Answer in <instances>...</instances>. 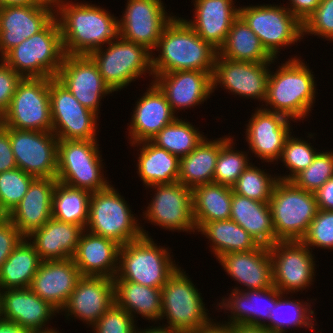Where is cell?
<instances>
[{
  "instance_id": "cell-33",
  "label": "cell",
  "mask_w": 333,
  "mask_h": 333,
  "mask_svg": "<svg viewBox=\"0 0 333 333\" xmlns=\"http://www.w3.org/2000/svg\"><path fill=\"white\" fill-rule=\"evenodd\" d=\"M230 219L244 228L262 246L271 247L276 238L268 202H260L232 193Z\"/></svg>"
},
{
  "instance_id": "cell-17",
  "label": "cell",
  "mask_w": 333,
  "mask_h": 333,
  "mask_svg": "<svg viewBox=\"0 0 333 333\" xmlns=\"http://www.w3.org/2000/svg\"><path fill=\"white\" fill-rule=\"evenodd\" d=\"M273 63L235 61L221 57L215 59L212 75L213 93L221 86L232 95L265 102L267 83Z\"/></svg>"
},
{
  "instance_id": "cell-9",
  "label": "cell",
  "mask_w": 333,
  "mask_h": 333,
  "mask_svg": "<svg viewBox=\"0 0 333 333\" xmlns=\"http://www.w3.org/2000/svg\"><path fill=\"white\" fill-rule=\"evenodd\" d=\"M186 270L178 267L162 287V326L192 333L212 319L199 292Z\"/></svg>"
},
{
  "instance_id": "cell-58",
  "label": "cell",
  "mask_w": 333,
  "mask_h": 333,
  "mask_svg": "<svg viewBox=\"0 0 333 333\" xmlns=\"http://www.w3.org/2000/svg\"><path fill=\"white\" fill-rule=\"evenodd\" d=\"M0 333H32L18 323L0 317Z\"/></svg>"
},
{
  "instance_id": "cell-13",
  "label": "cell",
  "mask_w": 333,
  "mask_h": 333,
  "mask_svg": "<svg viewBox=\"0 0 333 333\" xmlns=\"http://www.w3.org/2000/svg\"><path fill=\"white\" fill-rule=\"evenodd\" d=\"M49 97L52 132L59 140H98L100 116L84 107L56 78H49Z\"/></svg>"
},
{
  "instance_id": "cell-8",
  "label": "cell",
  "mask_w": 333,
  "mask_h": 333,
  "mask_svg": "<svg viewBox=\"0 0 333 333\" xmlns=\"http://www.w3.org/2000/svg\"><path fill=\"white\" fill-rule=\"evenodd\" d=\"M107 45L94 50L89 56L113 92L124 90L143 75L149 74L151 78L154 77L152 53L144 46L120 36Z\"/></svg>"
},
{
  "instance_id": "cell-21",
  "label": "cell",
  "mask_w": 333,
  "mask_h": 333,
  "mask_svg": "<svg viewBox=\"0 0 333 333\" xmlns=\"http://www.w3.org/2000/svg\"><path fill=\"white\" fill-rule=\"evenodd\" d=\"M56 313L59 314V311L30 287L0 290V317L18 323L32 333L57 330L49 327L51 318L57 317Z\"/></svg>"
},
{
  "instance_id": "cell-35",
  "label": "cell",
  "mask_w": 333,
  "mask_h": 333,
  "mask_svg": "<svg viewBox=\"0 0 333 333\" xmlns=\"http://www.w3.org/2000/svg\"><path fill=\"white\" fill-rule=\"evenodd\" d=\"M115 304L136 317L160 324L162 288L147 287L130 281H114ZM138 316H137V315Z\"/></svg>"
},
{
  "instance_id": "cell-27",
  "label": "cell",
  "mask_w": 333,
  "mask_h": 333,
  "mask_svg": "<svg viewBox=\"0 0 333 333\" xmlns=\"http://www.w3.org/2000/svg\"><path fill=\"white\" fill-rule=\"evenodd\" d=\"M81 277L73 258L42 261L30 289L60 312Z\"/></svg>"
},
{
  "instance_id": "cell-10",
  "label": "cell",
  "mask_w": 333,
  "mask_h": 333,
  "mask_svg": "<svg viewBox=\"0 0 333 333\" xmlns=\"http://www.w3.org/2000/svg\"><path fill=\"white\" fill-rule=\"evenodd\" d=\"M268 203L279 241L301 240L319 210L315 194L292 181L278 180Z\"/></svg>"
},
{
  "instance_id": "cell-43",
  "label": "cell",
  "mask_w": 333,
  "mask_h": 333,
  "mask_svg": "<svg viewBox=\"0 0 333 333\" xmlns=\"http://www.w3.org/2000/svg\"><path fill=\"white\" fill-rule=\"evenodd\" d=\"M178 116L150 139L158 147L181 158L193 151L206 137L192 123ZM183 119V120H182Z\"/></svg>"
},
{
  "instance_id": "cell-51",
  "label": "cell",
  "mask_w": 333,
  "mask_h": 333,
  "mask_svg": "<svg viewBox=\"0 0 333 333\" xmlns=\"http://www.w3.org/2000/svg\"><path fill=\"white\" fill-rule=\"evenodd\" d=\"M137 321L115 303L91 327L92 333H137Z\"/></svg>"
},
{
  "instance_id": "cell-54",
  "label": "cell",
  "mask_w": 333,
  "mask_h": 333,
  "mask_svg": "<svg viewBox=\"0 0 333 333\" xmlns=\"http://www.w3.org/2000/svg\"><path fill=\"white\" fill-rule=\"evenodd\" d=\"M17 168L9 132L0 124V173Z\"/></svg>"
},
{
  "instance_id": "cell-23",
  "label": "cell",
  "mask_w": 333,
  "mask_h": 333,
  "mask_svg": "<svg viewBox=\"0 0 333 333\" xmlns=\"http://www.w3.org/2000/svg\"><path fill=\"white\" fill-rule=\"evenodd\" d=\"M114 303V279L82 276L59 313H65L66 320L77 319L91 328Z\"/></svg>"
},
{
  "instance_id": "cell-6",
  "label": "cell",
  "mask_w": 333,
  "mask_h": 333,
  "mask_svg": "<svg viewBox=\"0 0 333 333\" xmlns=\"http://www.w3.org/2000/svg\"><path fill=\"white\" fill-rule=\"evenodd\" d=\"M169 247L157 245L151 237H141L120 247L119 267L114 281H130L162 288L177 270Z\"/></svg>"
},
{
  "instance_id": "cell-61",
  "label": "cell",
  "mask_w": 333,
  "mask_h": 333,
  "mask_svg": "<svg viewBox=\"0 0 333 333\" xmlns=\"http://www.w3.org/2000/svg\"><path fill=\"white\" fill-rule=\"evenodd\" d=\"M48 0H0L1 6H28V5H42L45 4Z\"/></svg>"
},
{
  "instance_id": "cell-42",
  "label": "cell",
  "mask_w": 333,
  "mask_h": 333,
  "mask_svg": "<svg viewBox=\"0 0 333 333\" xmlns=\"http://www.w3.org/2000/svg\"><path fill=\"white\" fill-rule=\"evenodd\" d=\"M91 194L87 190L57 182L52 197L54 219L82 226L88 222Z\"/></svg>"
},
{
  "instance_id": "cell-39",
  "label": "cell",
  "mask_w": 333,
  "mask_h": 333,
  "mask_svg": "<svg viewBox=\"0 0 333 333\" xmlns=\"http://www.w3.org/2000/svg\"><path fill=\"white\" fill-rule=\"evenodd\" d=\"M198 233L209 240V251L216 259L226 253L246 252L260 246L244 228L231 219L206 222Z\"/></svg>"
},
{
  "instance_id": "cell-22",
  "label": "cell",
  "mask_w": 333,
  "mask_h": 333,
  "mask_svg": "<svg viewBox=\"0 0 333 333\" xmlns=\"http://www.w3.org/2000/svg\"><path fill=\"white\" fill-rule=\"evenodd\" d=\"M55 17L54 0L42 5L0 7V59Z\"/></svg>"
},
{
  "instance_id": "cell-12",
  "label": "cell",
  "mask_w": 333,
  "mask_h": 333,
  "mask_svg": "<svg viewBox=\"0 0 333 333\" xmlns=\"http://www.w3.org/2000/svg\"><path fill=\"white\" fill-rule=\"evenodd\" d=\"M0 124L19 130L52 131L49 78H22Z\"/></svg>"
},
{
  "instance_id": "cell-52",
  "label": "cell",
  "mask_w": 333,
  "mask_h": 333,
  "mask_svg": "<svg viewBox=\"0 0 333 333\" xmlns=\"http://www.w3.org/2000/svg\"><path fill=\"white\" fill-rule=\"evenodd\" d=\"M23 238L7 216L0 217V268Z\"/></svg>"
},
{
  "instance_id": "cell-4",
  "label": "cell",
  "mask_w": 333,
  "mask_h": 333,
  "mask_svg": "<svg viewBox=\"0 0 333 333\" xmlns=\"http://www.w3.org/2000/svg\"><path fill=\"white\" fill-rule=\"evenodd\" d=\"M54 17L41 31L9 50L1 60L22 78H55L65 57Z\"/></svg>"
},
{
  "instance_id": "cell-18",
  "label": "cell",
  "mask_w": 333,
  "mask_h": 333,
  "mask_svg": "<svg viewBox=\"0 0 333 333\" xmlns=\"http://www.w3.org/2000/svg\"><path fill=\"white\" fill-rule=\"evenodd\" d=\"M164 5L162 0H127L118 19L119 36L153 53L162 30L174 17Z\"/></svg>"
},
{
  "instance_id": "cell-26",
  "label": "cell",
  "mask_w": 333,
  "mask_h": 333,
  "mask_svg": "<svg viewBox=\"0 0 333 333\" xmlns=\"http://www.w3.org/2000/svg\"><path fill=\"white\" fill-rule=\"evenodd\" d=\"M217 260L228 276L240 284L232 290H261L273 286L269 247L260 245L246 252L226 253Z\"/></svg>"
},
{
  "instance_id": "cell-50",
  "label": "cell",
  "mask_w": 333,
  "mask_h": 333,
  "mask_svg": "<svg viewBox=\"0 0 333 333\" xmlns=\"http://www.w3.org/2000/svg\"><path fill=\"white\" fill-rule=\"evenodd\" d=\"M305 35L318 36L323 40L333 41V0H323L315 11L303 21Z\"/></svg>"
},
{
  "instance_id": "cell-29",
  "label": "cell",
  "mask_w": 333,
  "mask_h": 333,
  "mask_svg": "<svg viewBox=\"0 0 333 333\" xmlns=\"http://www.w3.org/2000/svg\"><path fill=\"white\" fill-rule=\"evenodd\" d=\"M56 178H35L20 203L7 216L27 237L52 218V197Z\"/></svg>"
},
{
  "instance_id": "cell-25",
  "label": "cell",
  "mask_w": 333,
  "mask_h": 333,
  "mask_svg": "<svg viewBox=\"0 0 333 333\" xmlns=\"http://www.w3.org/2000/svg\"><path fill=\"white\" fill-rule=\"evenodd\" d=\"M148 86L136 100L130 123H127L129 144L150 140L178 117L152 79Z\"/></svg>"
},
{
  "instance_id": "cell-56",
  "label": "cell",
  "mask_w": 333,
  "mask_h": 333,
  "mask_svg": "<svg viewBox=\"0 0 333 333\" xmlns=\"http://www.w3.org/2000/svg\"><path fill=\"white\" fill-rule=\"evenodd\" d=\"M314 194L318 209L333 211V177L328 179Z\"/></svg>"
},
{
  "instance_id": "cell-32",
  "label": "cell",
  "mask_w": 333,
  "mask_h": 333,
  "mask_svg": "<svg viewBox=\"0 0 333 333\" xmlns=\"http://www.w3.org/2000/svg\"><path fill=\"white\" fill-rule=\"evenodd\" d=\"M84 230L80 225L52 217L42 228L27 236V239L34 245L42 261L66 260L73 258Z\"/></svg>"
},
{
  "instance_id": "cell-11",
  "label": "cell",
  "mask_w": 333,
  "mask_h": 333,
  "mask_svg": "<svg viewBox=\"0 0 333 333\" xmlns=\"http://www.w3.org/2000/svg\"><path fill=\"white\" fill-rule=\"evenodd\" d=\"M280 5L239 6V16L258 36L263 47L274 59H278L283 47H291L298 41H303L302 22L285 4Z\"/></svg>"
},
{
  "instance_id": "cell-44",
  "label": "cell",
  "mask_w": 333,
  "mask_h": 333,
  "mask_svg": "<svg viewBox=\"0 0 333 333\" xmlns=\"http://www.w3.org/2000/svg\"><path fill=\"white\" fill-rule=\"evenodd\" d=\"M229 134L221 137V149L217 158L213 182L232 187L252 162L249 151L236 150L234 136H229Z\"/></svg>"
},
{
  "instance_id": "cell-15",
  "label": "cell",
  "mask_w": 333,
  "mask_h": 333,
  "mask_svg": "<svg viewBox=\"0 0 333 333\" xmlns=\"http://www.w3.org/2000/svg\"><path fill=\"white\" fill-rule=\"evenodd\" d=\"M269 251L273 285L281 293L291 295L313 285L317 261L313 251L301 240L278 241L269 247Z\"/></svg>"
},
{
  "instance_id": "cell-45",
  "label": "cell",
  "mask_w": 333,
  "mask_h": 333,
  "mask_svg": "<svg viewBox=\"0 0 333 333\" xmlns=\"http://www.w3.org/2000/svg\"><path fill=\"white\" fill-rule=\"evenodd\" d=\"M313 133H308V140L301 139L302 137L291 135L287 138L284 148L282 150L280 161L281 165L286 167V175L278 174L277 177L279 180L291 181L297 174L302 170L306 169L314 160L319 151H317L314 146H312L309 139H313ZM309 142V143H308Z\"/></svg>"
},
{
  "instance_id": "cell-1",
  "label": "cell",
  "mask_w": 333,
  "mask_h": 333,
  "mask_svg": "<svg viewBox=\"0 0 333 333\" xmlns=\"http://www.w3.org/2000/svg\"><path fill=\"white\" fill-rule=\"evenodd\" d=\"M54 0L66 55H89L119 36L118 17L92 3Z\"/></svg>"
},
{
  "instance_id": "cell-46",
  "label": "cell",
  "mask_w": 333,
  "mask_h": 333,
  "mask_svg": "<svg viewBox=\"0 0 333 333\" xmlns=\"http://www.w3.org/2000/svg\"><path fill=\"white\" fill-rule=\"evenodd\" d=\"M265 170L250 163L232 186L233 192L256 201L269 202L279 179L277 174L266 173Z\"/></svg>"
},
{
  "instance_id": "cell-47",
  "label": "cell",
  "mask_w": 333,
  "mask_h": 333,
  "mask_svg": "<svg viewBox=\"0 0 333 333\" xmlns=\"http://www.w3.org/2000/svg\"><path fill=\"white\" fill-rule=\"evenodd\" d=\"M34 179L19 168L0 173V217L8 216L20 203Z\"/></svg>"
},
{
  "instance_id": "cell-34",
  "label": "cell",
  "mask_w": 333,
  "mask_h": 333,
  "mask_svg": "<svg viewBox=\"0 0 333 333\" xmlns=\"http://www.w3.org/2000/svg\"><path fill=\"white\" fill-rule=\"evenodd\" d=\"M139 148L136 173L144 187L172 184L178 181L180 158L158 147L150 140L131 144ZM140 153V154H139Z\"/></svg>"
},
{
  "instance_id": "cell-41",
  "label": "cell",
  "mask_w": 333,
  "mask_h": 333,
  "mask_svg": "<svg viewBox=\"0 0 333 333\" xmlns=\"http://www.w3.org/2000/svg\"><path fill=\"white\" fill-rule=\"evenodd\" d=\"M42 260L24 237L0 268V290L30 287Z\"/></svg>"
},
{
  "instance_id": "cell-37",
  "label": "cell",
  "mask_w": 333,
  "mask_h": 333,
  "mask_svg": "<svg viewBox=\"0 0 333 333\" xmlns=\"http://www.w3.org/2000/svg\"><path fill=\"white\" fill-rule=\"evenodd\" d=\"M233 189L208 183L192 189L193 217L197 231L210 221L229 220Z\"/></svg>"
},
{
  "instance_id": "cell-2",
  "label": "cell",
  "mask_w": 333,
  "mask_h": 333,
  "mask_svg": "<svg viewBox=\"0 0 333 333\" xmlns=\"http://www.w3.org/2000/svg\"><path fill=\"white\" fill-rule=\"evenodd\" d=\"M155 51L159 53L158 56ZM217 53L191 28L185 18L174 15L162 30L152 53L153 75L184 70L214 72Z\"/></svg>"
},
{
  "instance_id": "cell-20",
  "label": "cell",
  "mask_w": 333,
  "mask_h": 333,
  "mask_svg": "<svg viewBox=\"0 0 333 333\" xmlns=\"http://www.w3.org/2000/svg\"><path fill=\"white\" fill-rule=\"evenodd\" d=\"M55 78L84 107L97 115L100 113L102 98L114 93L105 83L97 65L89 55H65Z\"/></svg>"
},
{
  "instance_id": "cell-5",
  "label": "cell",
  "mask_w": 333,
  "mask_h": 333,
  "mask_svg": "<svg viewBox=\"0 0 333 333\" xmlns=\"http://www.w3.org/2000/svg\"><path fill=\"white\" fill-rule=\"evenodd\" d=\"M127 202L112 184L106 189L93 192L85 230L111 239L121 246L143 236L151 237Z\"/></svg>"
},
{
  "instance_id": "cell-60",
  "label": "cell",
  "mask_w": 333,
  "mask_h": 333,
  "mask_svg": "<svg viewBox=\"0 0 333 333\" xmlns=\"http://www.w3.org/2000/svg\"><path fill=\"white\" fill-rule=\"evenodd\" d=\"M160 325L161 324H158V326L149 325L147 328L144 327L145 329L138 328L137 333H184L183 331Z\"/></svg>"
},
{
  "instance_id": "cell-40",
  "label": "cell",
  "mask_w": 333,
  "mask_h": 333,
  "mask_svg": "<svg viewBox=\"0 0 333 333\" xmlns=\"http://www.w3.org/2000/svg\"><path fill=\"white\" fill-rule=\"evenodd\" d=\"M218 54L235 61L273 63L274 60L263 47L258 36L240 16L234 20Z\"/></svg>"
},
{
  "instance_id": "cell-62",
  "label": "cell",
  "mask_w": 333,
  "mask_h": 333,
  "mask_svg": "<svg viewBox=\"0 0 333 333\" xmlns=\"http://www.w3.org/2000/svg\"><path fill=\"white\" fill-rule=\"evenodd\" d=\"M49 333H61L59 330H54L52 332H49Z\"/></svg>"
},
{
  "instance_id": "cell-28",
  "label": "cell",
  "mask_w": 333,
  "mask_h": 333,
  "mask_svg": "<svg viewBox=\"0 0 333 333\" xmlns=\"http://www.w3.org/2000/svg\"><path fill=\"white\" fill-rule=\"evenodd\" d=\"M235 1L192 0L193 18L185 21L205 42L218 51L224 44L234 20L239 16V7L235 6Z\"/></svg>"
},
{
  "instance_id": "cell-24",
  "label": "cell",
  "mask_w": 333,
  "mask_h": 333,
  "mask_svg": "<svg viewBox=\"0 0 333 333\" xmlns=\"http://www.w3.org/2000/svg\"><path fill=\"white\" fill-rule=\"evenodd\" d=\"M212 75L213 72L198 70L173 71L157 74L152 81L163 92L178 116L179 111L188 108L191 110V107L200 106L210 99L213 93Z\"/></svg>"
},
{
  "instance_id": "cell-36",
  "label": "cell",
  "mask_w": 333,
  "mask_h": 333,
  "mask_svg": "<svg viewBox=\"0 0 333 333\" xmlns=\"http://www.w3.org/2000/svg\"><path fill=\"white\" fill-rule=\"evenodd\" d=\"M221 137L209 140L207 136L188 155L180 158L178 182L193 189L213 183Z\"/></svg>"
},
{
  "instance_id": "cell-38",
  "label": "cell",
  "mask_w": 333,
  "mask_h": 333,
  "mask_svg": "<svg viewBox=\"0 0 333 333\" xmlns=\"http://www.w3.org/2000/svg\"><path fill=\"white\" fill-rule=\"evenodd\" d=\"M287 295H284L276 288V305L270 312L269 320L264 325V328L269 333H287L290 328H295V330L299 328H307L306 330H308L310 328L311 332L315 331L317 323L314 318L316 315L315 311L311 309L313 307L311 303H315L311 302L312 298L310 302L309 300L304 302V300H295Z\"/></svg>"
},
{
  "instance_id": "cell-16",
  "label": "cell",
  "mask_w": 333,
  "mask_h": 333,
  "mask_svg": "<svg viewBox=\"0 0 333 333\" xmlns=\"http://www.w3.org/2000/svg\"><path fill=\"white\" fill-rule=\"evenodd\" d=\"M4 128L9 132L17 168L35 178H56L59 139L52 131Z\"/></svg>"
},
{
  "instance_id": "cell-49",
  "label": "cell",
  "mask_w": 333,
  "mask_h": 333,
  "mask_svg": "<svg viewBox=\"0 0 333 333\" xmlns=\"http://www.w3.org/2000/svg\"><path fill=\"white\" fill-rule=\"evenodd\" d=\"M301 241L312 251L314 248L333 250V211L319 209ZM312 247V248H311Z\"/></svg>"
},
{
  "instance_id": "cell-57",
  "label": "cell",
  "mask_w": 333,
  "mask_h": 333,
  "mask_svg": "<svg viewBox=\"0 0 333 333\" xmlns=\"http://www.w3.org/2000/svg\"><path fill=\"white\" fill-rule=\"evenodd\" d=\"M212 318V320L203 325L200 329L192 333H234V326L226 323V321H217V319ZM217 321V322H216Z\"/></svg>"
},
{
  "instance_id": "cell-14",
  "label": "cell",
  "mask_w": 333,
  "mask_h": 333,
  "mask_svg": "<svg viewBox=\"0 0 333 333\" xmlns=\"http://www.w3.org/2000/svg\"><path fill=\"white\" fill-rule=\"evenodd\" d=\"M147 188L153 189L151 191L154 194L148 206H145L146 210L142 212L146 223L172 232H197L193 217L192 189L178 181Z\"/></svg>"
},
{
  "instance_id": "cell-3",
  "label": "cell",
  "mask_w": 333,
  "mask_h": 333,
  "mask_svg": "<svg viewBox=\"0 0 333 333\" xmlns=\"http://www.w3.org/2000/svg\"><path fill=\"white\" fill-rule=\"evenodd\" d=\"M303 61L296 55L281 63V66L277 65L275 72L270 69L265 105H261L262 108L283 114L296 123L312 113L317 98L315 95L318 94L314 72Z\"/></svg>"
},
{
  "instance_id": "cell-7",
  "label": "cell",
  "mask_w": 333,
  "mask_h": 333,
  "mask_svg": "<svg viewBox=\"0 0 333 333\" xmlns=\"http://www.w3.org/2000/svg\"><path fill=\"white\" fill-rule=\"evenodd\" d=\"M99 140H59L56 179L90 193L106 189L111 181L104 176L105 162Z\"/></svg>"
},
{
  "instance_id": "cell-59",
  "label": "cell",
  "mask_w": 333,
  "mask_h": 333,
  "mask_svg": "<svg viewBox=\"0 0 333 333\" xmlns=\"http://www.w3.org/2000/svg\"><path fill=\"white\" fill-rule=\"evenodd\" d=\"M234 333H269L264 326L241 323L234 326Z\"/></svg>"
},
{
  "instance_id": "cell-55",
  "label": "cell",
  "mask_w": 333,
  "mask_h": 333,
  "mask_svg": "<svg viewBox=\"0 0 333 333\" xmlns=\"http://www.w3.org/2000/svg\"><path fill=\"white\" fill-rule=\"evenodd\" d=\"M287 8L302 23L309 17L319 4L317 0H288Z\"/></svg>"
},
{
  "instance_id": "cell-19",
  "label": "cell",
  "mask_w": 333,
  "mask_h": 333,
  "mask_svg": "<svg viewBox=\"0 0 333 333\" xmlns=\"http://www.w3.org/2000/svg\"><path fill=\"white\" fill-rule=\"evenodd\" d=\"M248 121V124H244V133L250 156L252 153L262 163L277 162L278 165L286 140L293 132L290 121L294 120L257 106Z\"/></svg>"
},
{
  "instance_id": "cell-53",
  "label": "cell",
  "mask_w": 333,
  "mask_h": 333,
  "mask_svg": "<svg viewBox=\"0 0 333 333\" xmlns=\"http://www.w3.org/2000/svg\"><path fill=\"white\" fill-rule=\"evenodd\" d=\"M22 77L0 59V118L8 109Z\"/></svg>"
},
{
  "instance_id": "cell-48",
  "label": "cell",
  "mask_w": 333,
  "mask_h": 333,
  "mask_svg": "<svg viewBox=\"0 0 333 333\" xmlns=\"http://www.w3.org/2000/svg\"><path fill=\"white\" fill-rule=\"evenodd\" d=\"M319 151L313 162L291 180L297 187L312 193L333 177V151Z\"/></svg>"
},
{
  "instance_id": "cell-31",
  "label": "cell",
  "mask_w": 333,
  "mask_h": 333,
  "mask_svg": "<svg viewBox=\"0 0 333 333\" xmlns=\"http://www.w3.org/2000/svg\"><path fill=\"white\" fill-rule=\"evenodd\" d=\"M121 245L84 230L73 256L82 276H105L113 279L118 272Z\"/></svg>"
},
{
  "instance_id": "cell-30",
  "label": "cell",
  "mask_w": 333,
  "mask_h": 333,
  "mask_svg": "<svg viewBox=\"0 0 333 333\" xmlns=\"http://www.w3.org/2000/svg\"><path fill=\"white\" fill-rule=\"evenodd\" d=\"M220 299L222 301L217 302L215 309L219 308L220 311L223 309L226 314L230 313L227 315L226 323L232 326L241 323L264 326L276 305V287L273 285L261 290H231Z\"/></svg>"
}]
</instances>
